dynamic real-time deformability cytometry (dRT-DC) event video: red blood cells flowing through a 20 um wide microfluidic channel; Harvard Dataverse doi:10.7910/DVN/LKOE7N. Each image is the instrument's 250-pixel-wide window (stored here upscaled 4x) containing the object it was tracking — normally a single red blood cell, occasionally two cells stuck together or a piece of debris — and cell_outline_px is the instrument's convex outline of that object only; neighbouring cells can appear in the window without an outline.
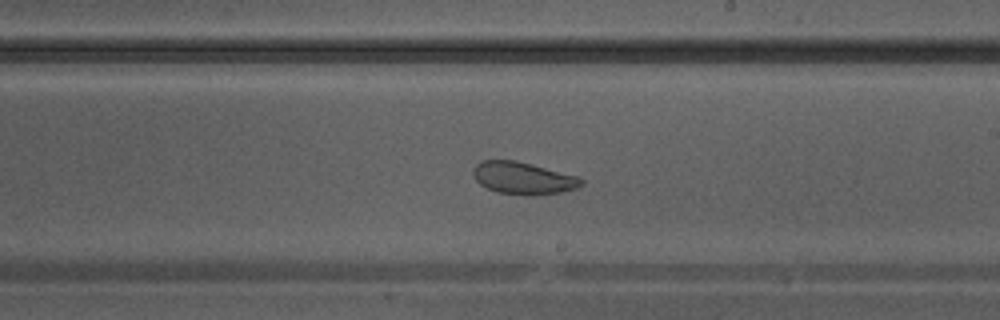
{"species": "Egyptian fruit bat (a non-hibernating species)", "species_latin": "Rousettus aegyptiacus", "temperature_condition": "warm", "stored_images_in_passage": 39, "camera_frame_rate_fps": 3000, "um_per_image_px": 0.085, "animal": {"sex": "male"}, "frame": {"image": 1, "passage_image": 23, "time_ms": 7.333, "image_size_px": [1000, 320], "cell_outline_px": [[584, 184], [576, 188], [560, 192], [532, 196], [496, 192], [480, 184], [476, 180], [472, 172], [472, 168], [480, 160], [516, 160], [580, 176], [584, 180]], "centroid_in_image_um": [44.48, 15.13], "position_along_channel_um": 244.5, "area_um2": 20.58}}